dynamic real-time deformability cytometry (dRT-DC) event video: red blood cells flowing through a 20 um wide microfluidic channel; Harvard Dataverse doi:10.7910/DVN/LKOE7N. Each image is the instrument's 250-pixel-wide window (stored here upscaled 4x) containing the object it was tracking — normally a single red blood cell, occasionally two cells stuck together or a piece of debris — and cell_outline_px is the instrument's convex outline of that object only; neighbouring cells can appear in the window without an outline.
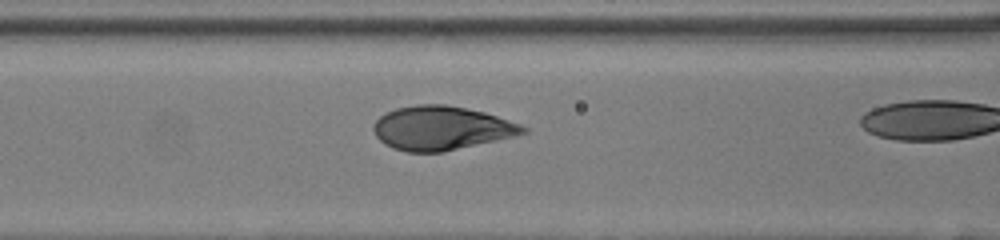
{"species": "human", "species_latin": "Homo sapiens", "temperature_condition": "room temperature", "stored_images_in_passage": 16, "camera_frame_rate_fps": 3000, "um_per_image_px": 0.085, "donor": {"sex": "female"}, "frame": {"image": 1, "passage_image": 12, "time_ms": 3.667, "image_size_px": [1000, 240], "cell_outline_px": [[528, 132], [512, 136], [444, 152], [408, 152], [392, 148], [384, 144], [376, 136], [372, 128], [372, 124], [380, 116], [396, 108], [416, 104], [444, 104], [484, 112], [520, 124], [528, 128]], "centroid_in_image_um": [37.47, 10.89], "position_along_channel_um": 129.1, "area_um2": 38.03}}